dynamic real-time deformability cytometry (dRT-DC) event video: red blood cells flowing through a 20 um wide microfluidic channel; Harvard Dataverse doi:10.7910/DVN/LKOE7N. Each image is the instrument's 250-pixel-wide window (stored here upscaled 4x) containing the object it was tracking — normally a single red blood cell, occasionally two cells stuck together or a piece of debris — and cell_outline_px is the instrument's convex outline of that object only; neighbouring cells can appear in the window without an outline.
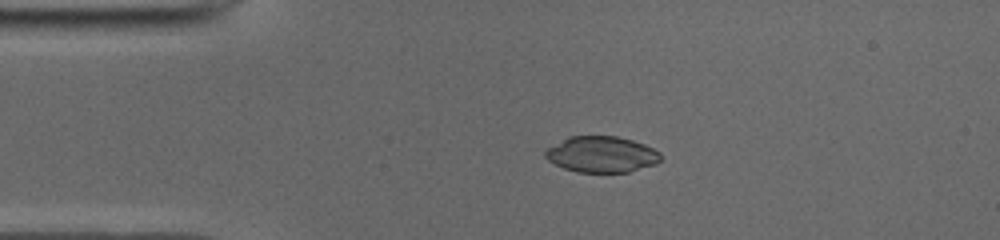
{"species": "common noctule bat (a hibernating species)", "species_latin": "Nyctalus noctula", "temperature_condition": "cold", "stored_images_in_passage": 41, "camera_frame_rate_fps": 3000, "um_per_image_px": 0.085, "animal": {"sex": "male", "body_mass_g": 19.0, "forearm_length_mm": 50.8}, "frame": {"image": 1, "passage_image": 1, "time_ms": 0.0, "image_size_px": [1000, 240], "cell_outline_px": [[660, 160], [656, 164], [628, 172], [580, 172], [564, 168], [548, 160], [544, 156], [544, 152], [548, 148], [568, 136], [616, 136], [632, 140], [644, 144], [660, 152]], "centroid_in_image_um": [51.13, 13.12], "position_along_channel_um": 33.9, "area_um2": 24.1}}
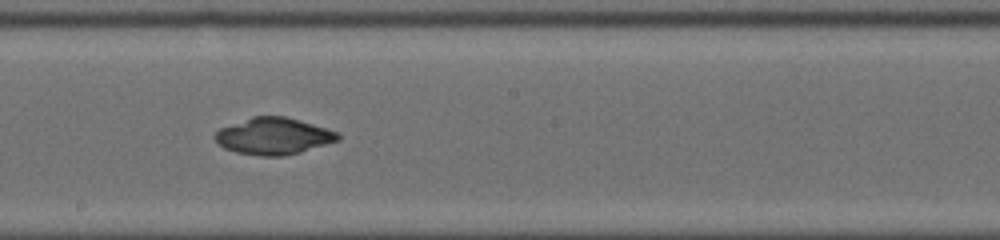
{"frame": {"image": 2, "passage_image": 18, "time_ms": 5.667, "image_size_px": [1000, 240], "cell_outline_px": [[340, 140], [300, 152], [280, 156], [260, 156], [236, 152], [224, 148], [216, 140], [216, 132], [220, 128], [252, 116], [288, 116], [336, 132], [340, 136]], "centroid_in_image_um": [23.25, 11.57], "position_along_channel_um": 225.0, "area_um2": 26.01}}
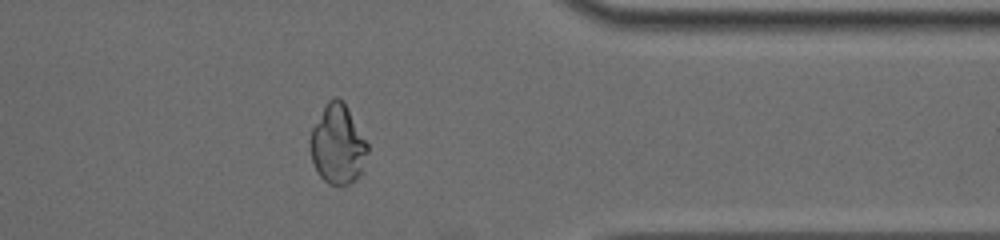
{"frame": {"image": 3, "passage_image": 31, "time_ms": 10.0, "image_size_px": [1000, 240], "cell_outline_px": [[368, 152], [360, 172], [356, 180], [348, 184], [328, 184], [320, 176], [312, 160], [308, 144], [308, 140], [312, 128], [328, 100], [336, 96], [344, 104], [368, 144]], "centroid_in_image_um": [28.67, 12.3], "position_along_channel_um": 382.7, "area_um2": 26.07}}